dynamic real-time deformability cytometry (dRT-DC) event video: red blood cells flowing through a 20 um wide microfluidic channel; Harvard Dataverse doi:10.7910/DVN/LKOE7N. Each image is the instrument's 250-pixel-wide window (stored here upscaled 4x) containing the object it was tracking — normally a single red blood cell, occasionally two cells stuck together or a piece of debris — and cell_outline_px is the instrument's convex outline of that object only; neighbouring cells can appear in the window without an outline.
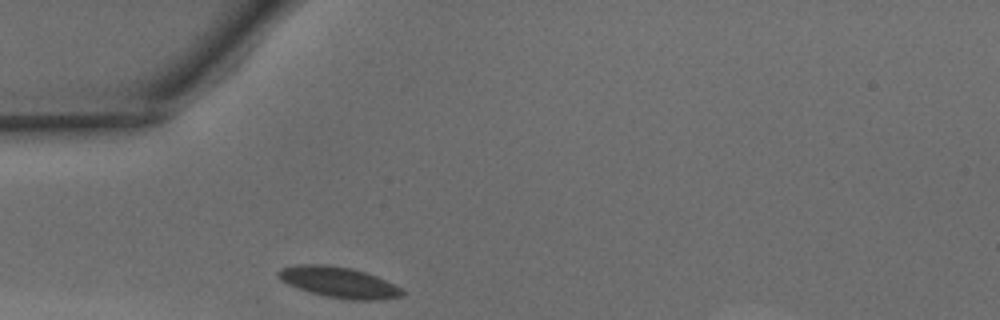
{"species": "common noctule bat (a hibernating species)", "species_latin": "Nyctalus noctula", "temperature_condition": "warm", "stored_images_in_passage": 24, "camera_frame_rate_fps": 3000, "um_per_image_px": 0.085, "animal": {"sex": "male", "body_mass_g": 15.6}, "frame": {"image": 1, "passage_image": 1, "time_ms": 0.0, "image_size_px": [1000, 320], "cell_outline_px": [[404, 296], [376, 300], [352, 300], [328, 296], [312, 292], [288, 284], [276, 272], [280, 268], [296, 264], [324, 264], [348, 268], [364, 272], [376, 276], [400, 288], [404, 292]], "centroid_in_image_um": [28.81, 23.99], "position_along_channel_um": 56.2, "area_um2": 21.68}}
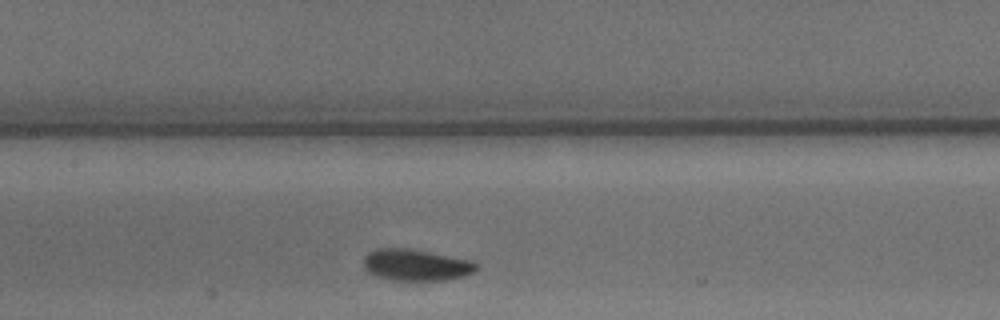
{"frame": {"image": 2, "passage_image": 10, "time_ms": 3.0, "image_size_px": [1000, 320], "cell_outline_px": [[480, 268], [464, 276], [444, 280], [388, 280], [376, 276], [368, 272], [364, 268], [364, 256], [368, 252], [376, 248], [412, 248], [472, 260], [480, 264]], "centroid_in_image_um": [35.37, 22.51], "position_along_channel_um": 172.0, "area_um2": 21.1}}
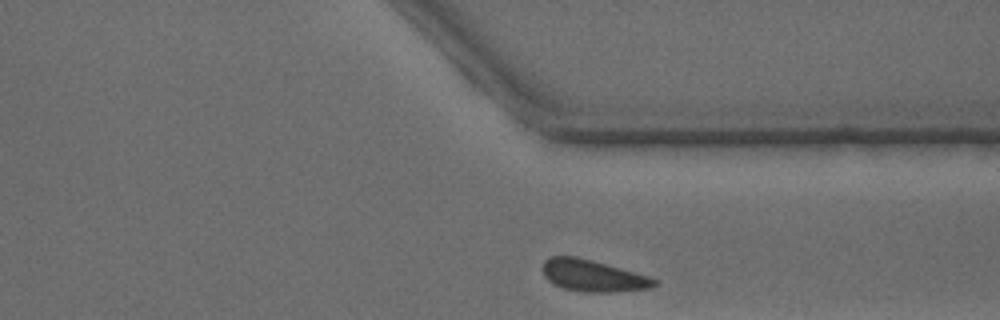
{"frame": {"image": 3, "passage_image": 24, "time_ms": 7.667, "image_size_px": [1000, 320], "cell_outline_px": [[660, 284], [648, 288], [616, 292], [584, 292], [564, 288], [552, 284], [544, 276], [544, 260], [548, 256], [576, 256], [620, 268], [648, 276], [660, 280]], "centroid_in_image_um": [50.41, 23.44], "position_along_channel_um": 361.0, "area_um2": 20.58}}